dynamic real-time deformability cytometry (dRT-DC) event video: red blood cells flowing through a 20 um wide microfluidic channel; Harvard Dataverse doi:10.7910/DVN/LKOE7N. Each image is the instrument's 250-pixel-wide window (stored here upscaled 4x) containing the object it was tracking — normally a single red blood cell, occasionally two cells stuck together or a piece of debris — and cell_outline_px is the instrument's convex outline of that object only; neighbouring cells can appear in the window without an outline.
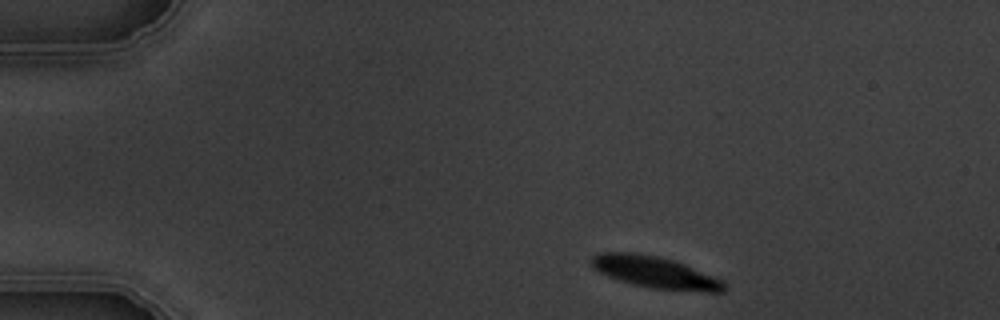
{"species": "common noctule bat (a hibernating species)", "species_latin": "Nyctalus noctula", "temperature_condition": "warm", "stored_images_in_passage": 3, "camera_frame_rate_fps": 3000, "um_per_image_px": 0.085, "animal": {"sex": "male", "body_mass_g": 19.5, "forearm_length_mm": 54.6}, "frame": {"image": 1, "passage_image": 1, "time_ms": 0.0, "image_size_px": [1000, 320], "cell_outline_px": [[728, 288], [724, 292], [704, 292], [648, 288], [632, 284], [608, 276], [592, 268], [592, 256], [600, 252], [636, 252], [656, 256], [672, 260], [684, 264], [720, 280], [728, 284]], "centroid_in_image_um": [55.68, 23.16], "position_along_channel_um": 29.3, "area_um2": 24.45}}